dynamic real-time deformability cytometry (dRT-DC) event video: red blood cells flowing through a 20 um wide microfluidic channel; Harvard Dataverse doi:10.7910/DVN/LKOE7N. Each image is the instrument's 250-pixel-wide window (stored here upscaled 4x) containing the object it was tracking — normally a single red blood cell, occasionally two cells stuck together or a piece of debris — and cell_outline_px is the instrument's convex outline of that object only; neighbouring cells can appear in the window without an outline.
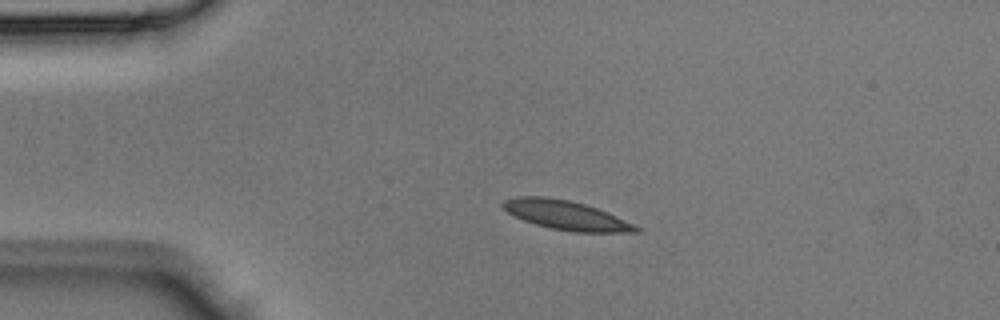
{"species": "Egyptian fruit bat (a non-hibernating species)", "species_latin": "Rousettus aegyptiacus", "temperature_condition": "room temperature", "stored_images_in_passage": 2, "camera_frame_rate_fps": 3000, "um_per_image_px": 0.085, "animal": {"sex": "male"}, "frame": {"image": 1, "passage_image": 1, "time_ms": 0.0, "image_size_px": [1000, 320], "cell_outline_px": [[640, 232], [572, 232], [552, 228], [536, 224], [524, 220], [508, 212], [500, 204], [504, 200], [520, 196], [544, 196], [568, 200], [584, 204], [608, 212], [640, 228]], "centroid_in_image_um": [48.1, 18.29], "position_along_channel_um": 36.9, "area_um2": 22.25}}